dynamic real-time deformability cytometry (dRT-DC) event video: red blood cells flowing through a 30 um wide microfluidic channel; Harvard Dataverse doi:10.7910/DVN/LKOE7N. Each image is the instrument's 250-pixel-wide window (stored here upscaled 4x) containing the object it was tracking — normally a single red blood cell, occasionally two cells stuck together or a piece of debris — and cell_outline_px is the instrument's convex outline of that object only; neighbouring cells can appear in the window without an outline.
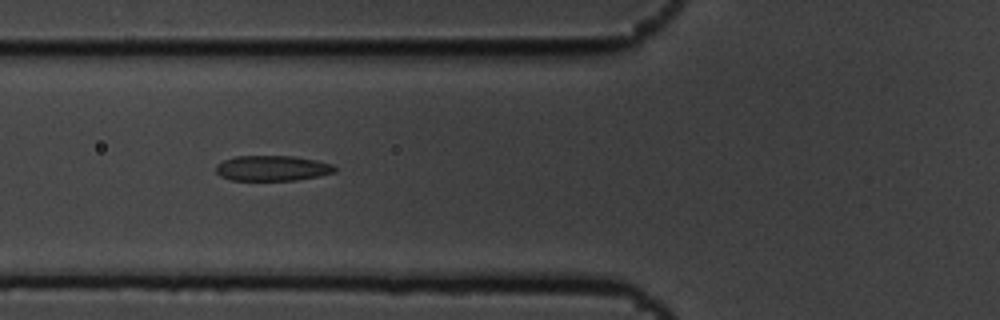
{"species": "common noctule bat (a hibernating species)", "species_latin": "Nyctalus noctula", "temperature_condition": "cold", "stored_images_in_passage": 7, "camera_frame_rate_fps": 3000, "um_per_image_px": 0.085, "animal": {"sex": "male", "body_mass_g": 19.5, "forearm_length_mm": 54.6}, "frame": {"image": 1, "passage_image": 6, "time_ms": 1.667, "image_size_px": [1000, 320], "cell_outline_px": [[336, 172], [296, 180], [232, 180], [220, 176], [216, 172], [216, 164], [224, 160], [236, 156], [292, 156], [316, 160], [332, 164], [336, 168]], "centroid_in_image_um": [23.13, 14.29], "position_along_channel_um": 102.7, "area_um2": 17.46}}
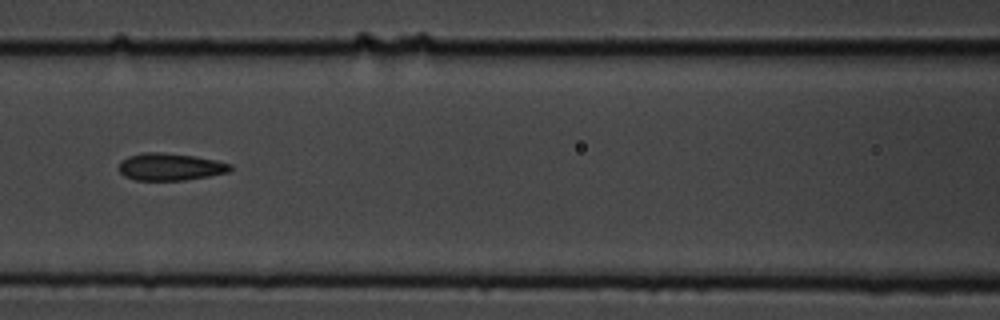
{"frame": {"image": 2, "passage_image": 7, "time_ms": 2.0, "image_size_px": [1000, 320], "cell_outline_px": [[232, 168], [228, 172], [208, 176], [184, 180], [136, 180], [124, 176], [120, 172], [120, 164], [128, 156], [144, 152], [160, 152], [192, 156], [216, 160], [232, 164]], "centroid_in_image_um": [14.48, 14.18], "position_along_channel_um": 152.1, "area_um2": 17.46}}